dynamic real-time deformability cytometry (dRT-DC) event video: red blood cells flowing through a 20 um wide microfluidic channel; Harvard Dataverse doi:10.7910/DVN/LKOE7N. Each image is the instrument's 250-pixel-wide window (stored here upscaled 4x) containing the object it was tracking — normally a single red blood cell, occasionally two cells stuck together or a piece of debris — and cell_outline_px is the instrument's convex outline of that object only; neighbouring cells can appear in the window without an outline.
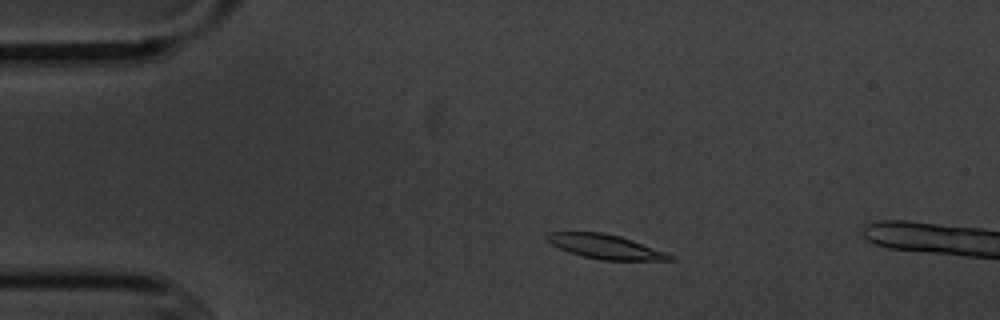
{"species": "common noctule bat (a hibernating species)", "species_latin": "Nyctalus noctula", "temperature_condition": "cold", "stored_images_in_passage": 4, "camera_frame_rate_fps": 3000, "um_per_image_px": 0.085, "animal": {"sex": "male", "body_mass_g": 20.1, "forearm_length_mm": 53.5}, "frame": {"image": 1, "passage_image": 2, "time_ms": 1.333, "image_size_px": [1000, 320], "cell_outline_px": [[676, 260], [600, 260], [568, 252], [552, 244], [544, 236], [548, 232], [604, 232], [620, 236], [632, 240], [676, 256]], "centroid_in_image_um": [51.47, 20.96], "position_along_channel_um": 33.5, "area_um2": 17.34}}